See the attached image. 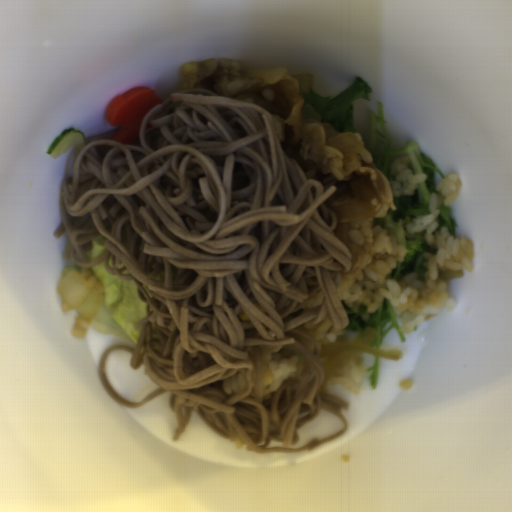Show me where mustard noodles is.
Instances as JSON below:
<instances>
[{"mask_svg":"<svg viewBox=\"0 0 512 512\" xmlns=\"http://www.w3.org/2000/svg\"><path fill=\"white\" fill-rule=\"evenodd\" d=\"M111 130L89 138L60 182L64 260L103 264L132 280L147 315L134 345L111 344L97 376L111 398L136 408L168 392L173 441L196 415L257 453L312 451L343 434L349 404L323 390L321 348L304 324L349 325L339 283L352 252L323 189L289 157L272 112L203 89L173 92L149 109L134 144ZM132 353L158 389L134 403L104 373L110 352ZM289 349L304 364L262 401V355ZM246 387L225 393L224 379ZM320 410L342 430L300 448L297 431Z\"/></svg>","mask_w":512,"mask_h":512,"instance_id":"obj_1","label":"mustard noodles"}]
</instances>
